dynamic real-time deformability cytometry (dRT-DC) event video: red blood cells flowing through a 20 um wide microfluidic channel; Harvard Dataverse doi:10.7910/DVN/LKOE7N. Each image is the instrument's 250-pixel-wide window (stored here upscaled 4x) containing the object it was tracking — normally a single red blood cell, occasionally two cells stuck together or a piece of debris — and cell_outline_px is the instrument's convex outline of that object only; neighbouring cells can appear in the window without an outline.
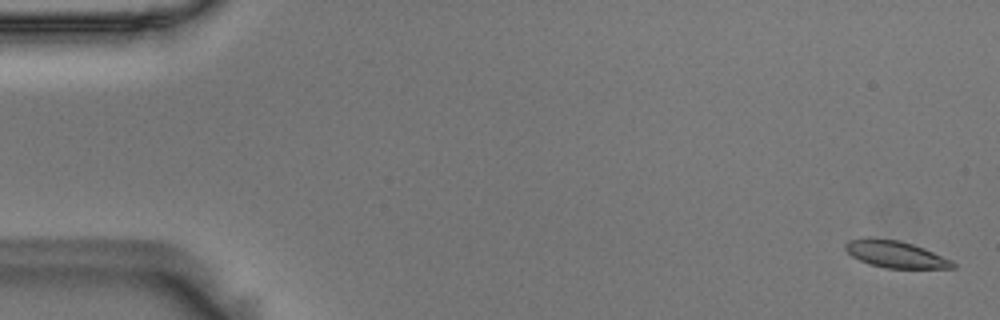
{"species": "Egyptian fruit bat (a non-hibernating species)", "species_latin": "Rousettus aegyptiacus", "temperature_condition": "room temperature", "stored_images_in_passage": 57, "camera_frame_rate_fps": 3000, "um_per_image_px": 0.085, "animal": {"sex": "male"}, "frame": {"image": 1, "passage_image": 2, "time_ms": 0.333, "image_size_px": [1000, 320], "cell_outline_px": [[956, 268], [884, 268], [868, 264], [852, 256], [844, 248], [844, 244], [848, 240], [868, 236], [872, 236], [900, 240], [924, 248], [952, 260], [956, 264]], "centroid_in_image_um": [76.08, 21.59], "position_along_channel_um": 8.9, "area_um2": 17.17}}
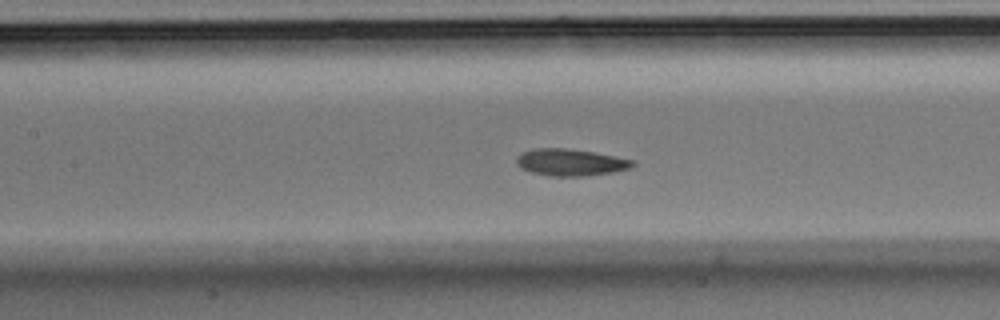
{"frame": {"image": 2, "passage_image": 26, "time_ms": 8.333, "image_size_px": [1000, 320], "cell_outline_px": [[636, 164], [632, 168], [612, 172], [584, 176], [552, 176], [532, 172], [520, 168], [516, 164], [516, 156], [520, 152], [536, 148], [564, 148], [592, 152], [616, 156], [636, 160]], "centroid_in_image_um": [48.5, 13.79], "position_along_channel_um": 158.9, "area_um2": 18.32}}
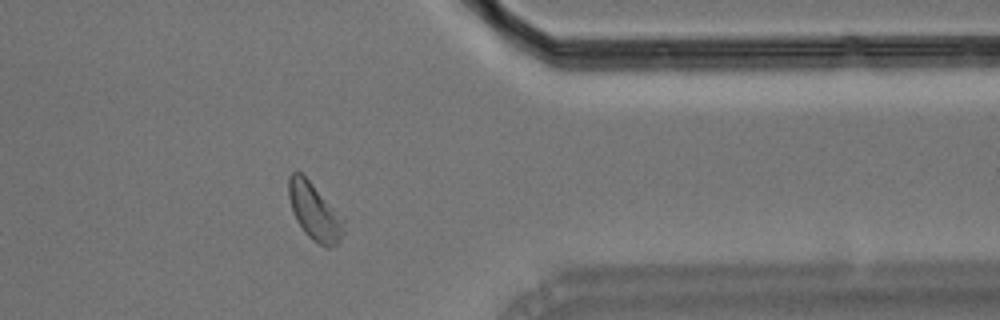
{"frame": {"image": 3, "passage_image": 46, "time_ms": 15.0, "image_size_px": [1000, 320], "cell_outline_px": [[344, 232], [336, 244], [332, 248], [328, 248], [312, 240], [304, 232], [296, 220], [288, 196], [288, 176], [292, 172], [300, 172], [344, 216]], "centroid_in_image_um": [26.75, 18.0], "position_along_channel_um": 384.7, "area_um2": 18.32}, "authors_computed_cell_mechanics": {"area_um2": 17.9758, "velocity_mm_per_s": 3.591, "shape_relaxation_time_tau1_ms": 4.6442, "shape_relaxation_time_tau2_ms": 3.2111, "deformation_change_tau1": 0.1301, "deformation_change_tau2": 0.0959}}